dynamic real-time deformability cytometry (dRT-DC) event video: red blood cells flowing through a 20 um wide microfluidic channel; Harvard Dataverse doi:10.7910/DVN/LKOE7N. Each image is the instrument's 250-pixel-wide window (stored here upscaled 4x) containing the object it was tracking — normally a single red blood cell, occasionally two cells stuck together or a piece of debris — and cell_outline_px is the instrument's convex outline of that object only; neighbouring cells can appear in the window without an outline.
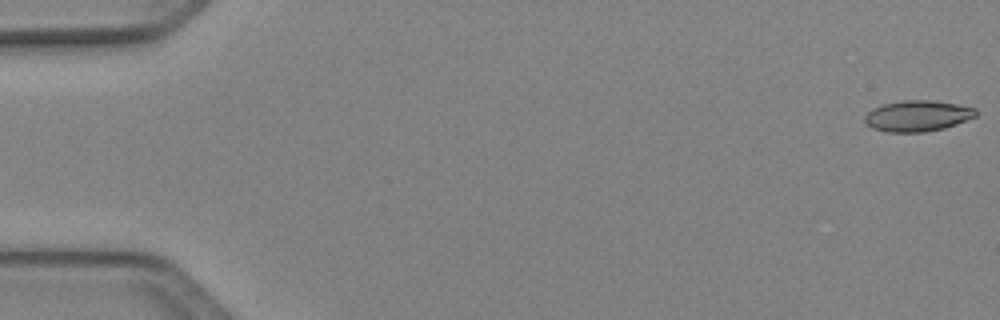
{"species": "Egyptian fruit bat (a non-hibernating species)", "species_latin": "Rousettus aegyptiacus", "temperature_condition": "cold", "stored_images_in_passage": 50, "camera_frame_rate_fps": 3000, "um_per_image_px": 0.085, "animal": {"sex": "female"}, "frame": {"image": 1, "passage_image": 1, "time_ms": 0.0, "image_size_px": [1000, 320], "cell_outline_px": [[976, 116], [956, 124], [944, 128], [924, 132], [888, 132], [872, 128], [864, 124], [864, 116], [872, 108], [884, 104], [904, 100], [932, 100], [956, 104], [976, 108]], "centroid_in_image_um": [77.95, 9.85], "position_along_channel_um": 7.0, "area_um2": 20.06}}
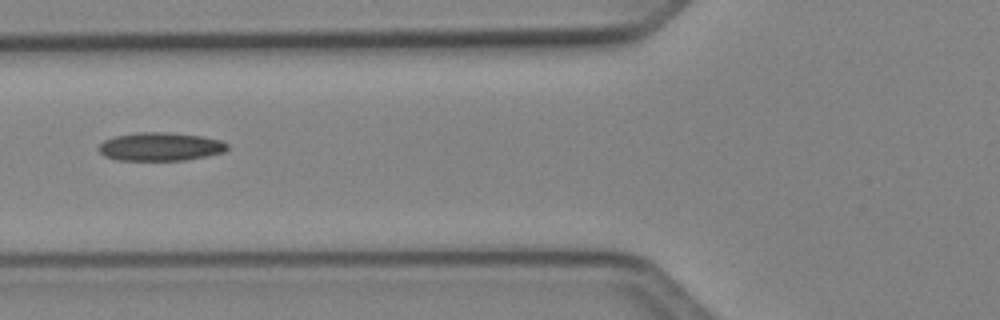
{"frame": {"image": 2, "passage_image": 20, "time_ms": 6.333, "image_size_px": [1000, 320], "cell_outline_px": [[228, 148], [224, 152], [208, 156], [184, 160], [116, 160], [104, 156], [100, 152], [100, 144], [104, 140], [116, 136], [136, 132], [168, 132], [200, 136], [220, 140], [228, 144]], "centroid_in_image_um": [13.64, 12.47], "position_along_channel_um": 112.2, "area_um2": 21.21}}
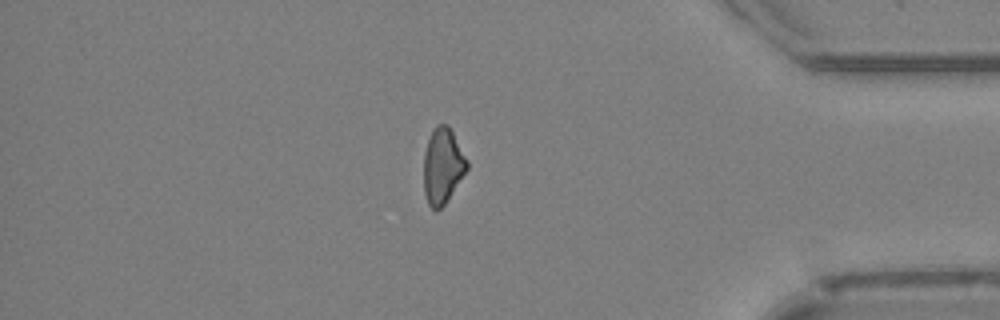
{"frame": {"image": 3, "passage_image": 43, "time_ms": 14.0, "image_size_px": [1000, 320], "cell_outline_px": [[468, 168], [444, 204], [436, 212], [428, 204], [424, 192], [424, 152], [432, 128], [436, 124], [448, 124], [468, 160]], "centroid_in_image_um": [37.61, 14.07], "position_along_channel_um": 397.6, "area_um2": 19.02}}